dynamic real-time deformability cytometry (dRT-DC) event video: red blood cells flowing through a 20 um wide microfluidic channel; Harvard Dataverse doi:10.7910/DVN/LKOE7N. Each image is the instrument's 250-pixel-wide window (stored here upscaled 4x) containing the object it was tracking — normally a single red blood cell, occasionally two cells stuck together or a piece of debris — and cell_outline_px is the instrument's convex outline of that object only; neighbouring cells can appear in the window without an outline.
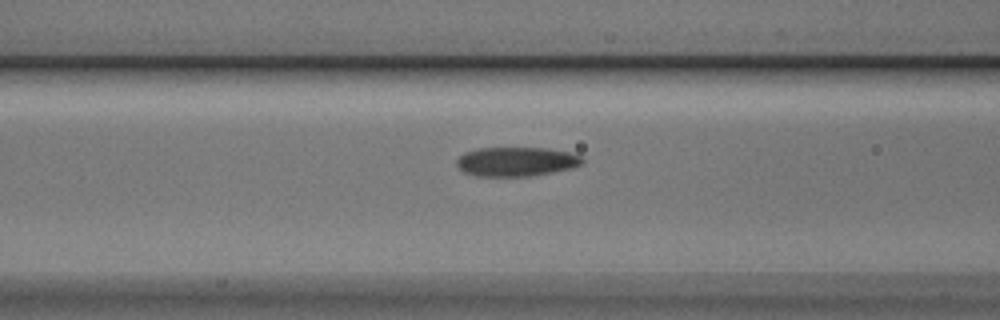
{"species": "Egyptian fruit bat (a non-hibernating species)", "species_latin": "Rousettus aegyptiacus", "temperature_condition": "cold", "stored_images_in_passage": 7, "camera_frame_rate_fps": 3000, "um_per_image_px": 0.085, "animal": {"sex": "male"}, "frame": {"image": 1, "passage_image": 5, "time_ms": 1.333, "image_size_px": [1000, 320], "cell_outline_px": [[584, 160], [580, 164], [572, 168], [532, 176], [476, 176], [464, 172], [456, 164], [456, 160], [464, 152], [476, 148], [548, 148], [568, 152], [580, 156]], "centroid_in_image_um": [43.86, 13.73], "position_along_channel_um": 122.7, "area_um2": 21.39}}